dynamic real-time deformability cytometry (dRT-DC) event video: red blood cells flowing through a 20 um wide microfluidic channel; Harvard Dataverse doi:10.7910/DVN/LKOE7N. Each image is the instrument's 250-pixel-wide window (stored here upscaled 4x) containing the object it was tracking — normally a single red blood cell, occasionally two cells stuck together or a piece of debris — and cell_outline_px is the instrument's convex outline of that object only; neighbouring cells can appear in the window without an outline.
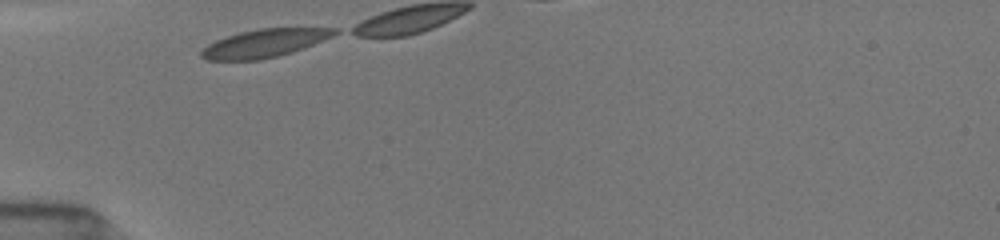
{"species": "common noctule bat (a hibernating species)", "species_latin": "Nyctalus noctula", "temperature_condition": "room temperature", "stored_images_in_passage": 5, "camera_frame_rate_fps": 3000, "um_per_image_px": 0.085, "animal": {"sex": "female", "body_mass_g": 19.5, "forearm_length_mm": 54.1}, "frame": {"image": 1, "passage_image": 1, "time_ms": 0.0, "image_size_px": [1000, 240], "cell_outline_px": [[340, 32], [332, 36], [304, 48], [292, 52], [260, 60], [208, 60], [200, 56], [200, 52], [208, 44], [216, 40], [240, 32], [256, 28], [340, 28]], "centroid_in_image_um": [22.49, 3.67], "position_along_channel_um": 62.5, "area_um2": 21.73}}